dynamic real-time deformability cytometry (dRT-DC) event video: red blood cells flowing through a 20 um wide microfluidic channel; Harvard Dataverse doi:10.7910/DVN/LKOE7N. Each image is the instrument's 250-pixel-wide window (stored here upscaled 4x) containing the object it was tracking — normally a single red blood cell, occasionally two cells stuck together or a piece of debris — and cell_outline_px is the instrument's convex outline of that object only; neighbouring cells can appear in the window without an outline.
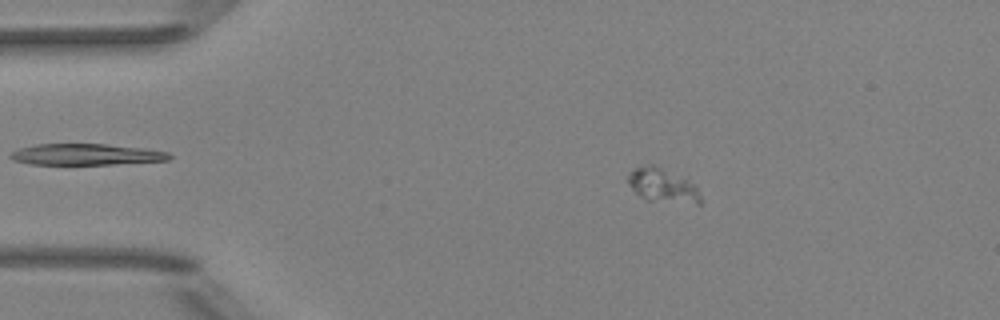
{"species": "Egyptian fruit bat (a non-hibernating species)", "species_latin": "Rousettus aegyptiacus", "temperature_condition": "room temperature", "stored_images_in_passage": 6, "camera_frame_rate_fps": 3000, "um_per_image_px": 0.085, "animal": {"sex": "female"}, "frame": {"image": 1, "passage_image": 2, "time_ms": 1.0, "image_size_px": [1000, 320], "cell_outline_px": [[700, 204], [696, 204], [648, 200], [640, 196], [628, 184], [628, 176], [636, 168], [648, 164], [656, 164], [692, 184], [696, 188], [700, 196]], "centroid_in_image_um": [56.29, 15.77], "position_along_channel_um": 28.7, "area_um2": 13.87}}
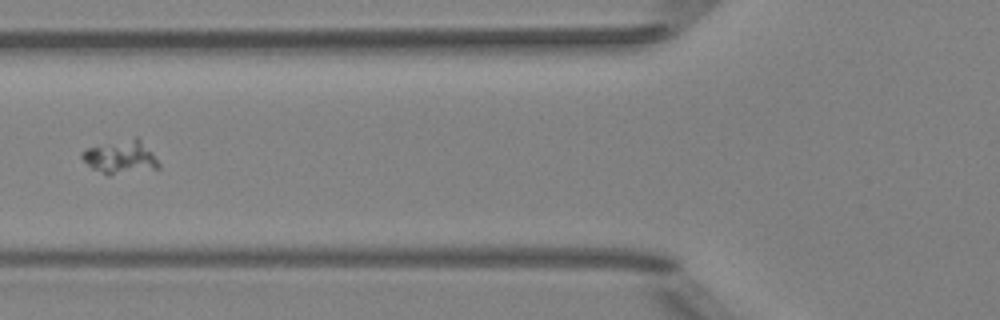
{"frame": {"image": 2, "passage_image": 5, "time_ms": 4.667, "image_size_px": [1000, 320], "cell_outline_px": [[160, 168], [108, 176], [92, 168], [80, 156], [80, 152], [88, 148], [136, 136], [152, 152], [160, 164]], "centroid_in_image_um": [10.26, 13.37], "position_along_channel_um": 115.5, "area_um2": 14.85}}
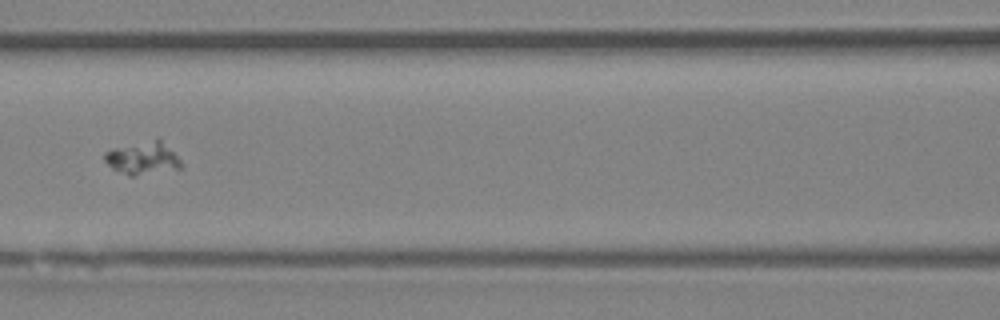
{"frame": {"image": 3, "passage_image": 6, "time_ms": 5.667, "image_size_px": [1000, 320], "cell_outline_px": [[180, 168], [132, 176], [128, 176], [112, 168], [104, 160], [104, 152], [112, 148], [156, 136], [160, 136], [180, 160]], "centroid_in_image_um": [12.11, 13.37], "position_along_channel_um": 154.5, "area_um2": 14.97}}